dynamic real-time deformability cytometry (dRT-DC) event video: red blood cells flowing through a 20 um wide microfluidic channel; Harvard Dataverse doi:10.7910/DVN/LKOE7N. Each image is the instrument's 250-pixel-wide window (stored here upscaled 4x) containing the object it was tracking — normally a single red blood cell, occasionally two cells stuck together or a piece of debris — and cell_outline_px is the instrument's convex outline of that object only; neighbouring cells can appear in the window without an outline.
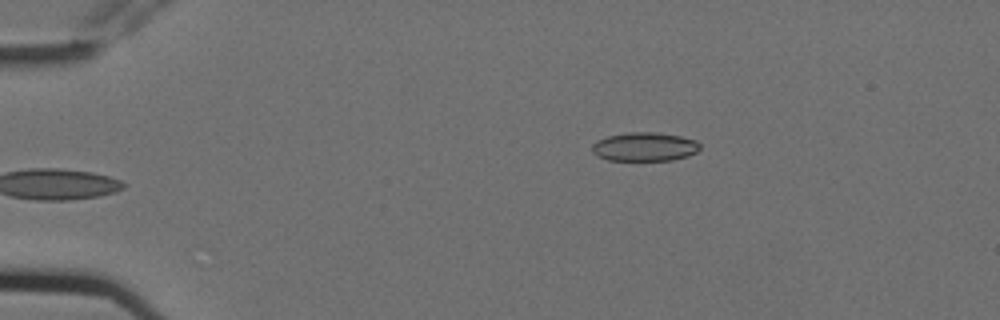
{"species": "Egyptian fruit bat (a non-hibernating species)", "species_latin": "Rousettus aegyptiacus", "temperature_condition": "cold", "stored_images_in_passage": 6, "camera_frame_rate_fps": 3000, "um_per_image_px": 0.085, "animal": {"sex": "female"}, "frame": {"image": 1, "passage_image": 6, "time_ms": 1.667, "image_size_px": [1000, 320], "cell_outline_px": [[700, 148], [696, 152], [688, 156], [672, 160], [608, 160], [596, 156], [592, 152], [592, 144], [596, 140], [608, 136], [628, 132], [656, 132], [680, 136], [696, 140], [700, 144]], "centroid_in_image_um": [54.77, 12.47], "position_along_channel_um": 30.2, "area_um2": 18.21}}